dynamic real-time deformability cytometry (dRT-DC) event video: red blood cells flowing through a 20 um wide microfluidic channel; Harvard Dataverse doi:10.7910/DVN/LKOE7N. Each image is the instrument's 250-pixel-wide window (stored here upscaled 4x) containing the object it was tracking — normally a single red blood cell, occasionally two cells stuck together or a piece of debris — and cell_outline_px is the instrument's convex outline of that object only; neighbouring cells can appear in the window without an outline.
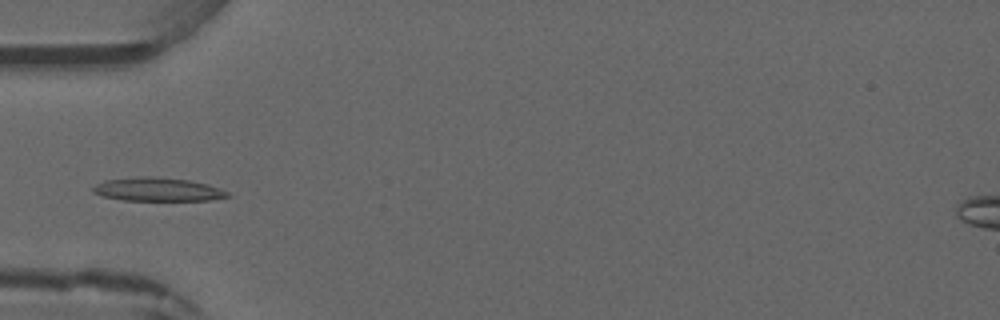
{"species": "common noctule bat (a hibernating species)", "species_latin": "Nyctalus noctula", "temperature_condition": "warm", "stored_images_in_passage": 3, "camera_frame_rate_fps": 3000, "um_per_image_px": 0.085, "animal": {"sex": "male", "forearm_length_mm": 52.5}, "frame": {"image": 1, "passage_image": 3, "time_ms": 2.333, "image_size_px": [1000, 320], "cell_outline_px": [[232, 196], [208, 200], [120, 200], [104, 196], [92, 192], [92, 188], [96, 184], [104, 180], [136, 176], [156, 176], [188, 180], [208, 184], [220, 188], [228, 192]], "centroid_in_image_um": [13.39, 16.09], "position_along_channel_um": 71.6, "area_um2": 18.55}}